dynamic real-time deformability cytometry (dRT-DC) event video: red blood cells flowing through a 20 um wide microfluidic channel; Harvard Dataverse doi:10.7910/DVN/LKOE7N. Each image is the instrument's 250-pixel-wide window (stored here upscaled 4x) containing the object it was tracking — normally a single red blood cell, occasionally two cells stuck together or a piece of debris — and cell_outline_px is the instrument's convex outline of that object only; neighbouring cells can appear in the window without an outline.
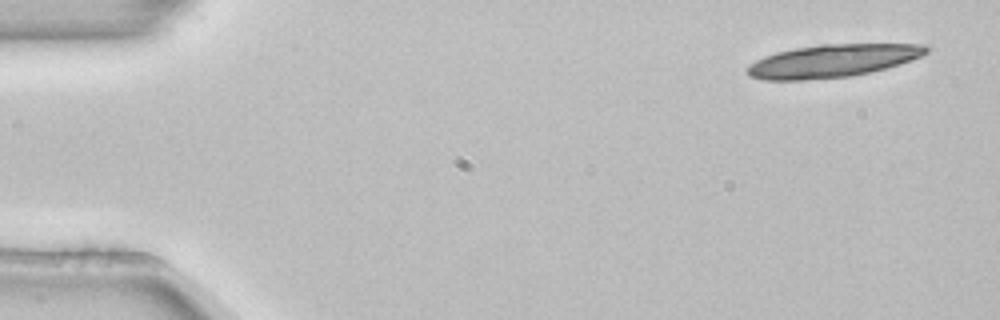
{"species": "common noctule bat (a hibernating species)", "species_latin": "Nyctalus noctula", "temperature_condition": "room temperature", "stored_images_in_passage": 5, "camera_frame_rate_fps": 3000, "um_per_image_px": 0.085, "animal": {"sex": "female", "body_mass_g": 22.7, "forearm_length_mm": 54.2}, "frame": {"image": 1, "passage_image": 1, "time_ms": 0.0, "image_size_px": [1000, 320], "cell_outline_px": [[928, 52], [912, 60], [884, 68], [852, 76], [804, 80], [764, 80], [748, 76], [748, 68], [756, 60], [764, 56], [776, 52], [796, 48], [820, 44], [924, 44], [928, 48]], "centroid_in_image_um": [70.75, 5.17], "position_along_channel_um": 14.2, "area_um2": 33.93}}